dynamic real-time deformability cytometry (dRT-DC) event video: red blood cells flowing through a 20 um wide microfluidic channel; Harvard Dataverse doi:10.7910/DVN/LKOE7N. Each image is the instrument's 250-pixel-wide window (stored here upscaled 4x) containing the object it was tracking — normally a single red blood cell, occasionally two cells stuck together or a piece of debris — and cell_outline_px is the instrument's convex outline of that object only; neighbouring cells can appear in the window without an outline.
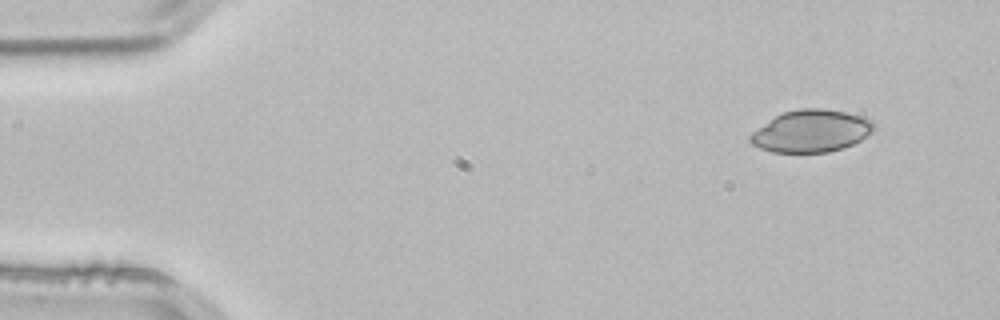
{"species": "common noctule bat (a hibernating species)", "species_latin": "Nyctalus noctula", "temperature_condition": "room temperature", "stored_images_in_passage": 3, "camera_frame_rate_fps": 3000, "um_per_image_px": 0.085, "animal": {"sex": "male", "body_mass_g": 21.5, "forearm_length_mm": 52.0}, "frame": {"image": 1, "passage_image": 1, "time_ms": 0.0, "image_size_px": [1000, 320], "cell_outline_px": [[876, 128], [872, 132], [860, 140], [844, 148], [828, 152], [772, 152], [760, 148], [752, 144], [748, 140], [748, 136], [752, 132], [776, 116], [784, 112], [800, 108], [824, 108], [844, 112], [860, 116], [872, 120], [876, 124]], "centroid_in_image_um": [68.96, 11.14], "position_along_channel_um": 16.0, "area_um2": 30.35}}
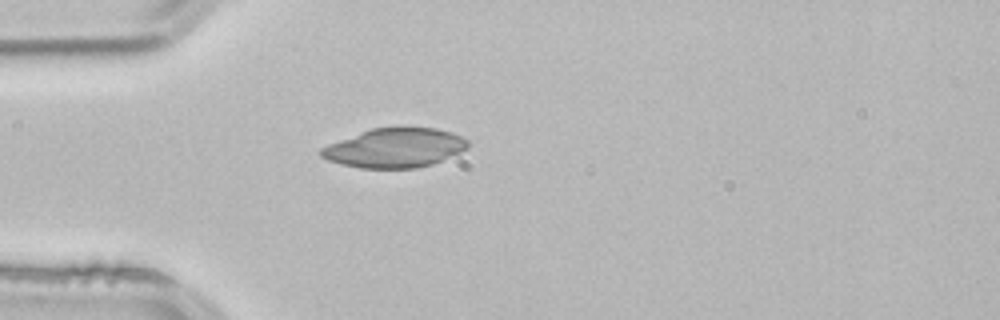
{"frame": {"image": 2, "passage_image": 3, "time_ms": 0.667, "image_size_px": [1000, 320], "cell_outline_px": [[468, 148], [460, 152], [432, 164], [416, 168], [360, 168], [340, 164], [328, 160], [320, 156], [320, 148], [328, 144], [360, 132], [372, 128], [436, 128], [452, 132], [468, 140]], "centroid_in_image_um": [33.54, 12.58], "position_along_channel_um": 51.5, "area_um2": 33.41}}